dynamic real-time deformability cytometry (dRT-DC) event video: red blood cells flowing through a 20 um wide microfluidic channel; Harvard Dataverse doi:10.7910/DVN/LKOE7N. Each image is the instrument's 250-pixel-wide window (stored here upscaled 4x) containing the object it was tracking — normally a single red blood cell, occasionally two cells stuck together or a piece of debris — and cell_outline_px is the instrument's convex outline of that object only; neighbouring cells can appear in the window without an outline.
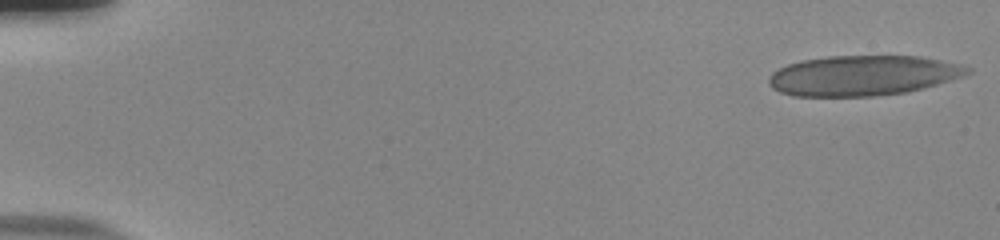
{"species": "human", "species_latin": "Homo sapiens", "temperature_condition": "room temperature", "stored_images_in_passage": 52, "camera_frame_rate_fps": 3000, "um_per_image_px": 0.085, "donor": {"sex": "male"}, "frame": {"image": 1, "passage_image": 1, "time_ms": 0.0, "image_size_px": [1000, 240], "cell_outline_px": [[972, 72], [964, 76], [908, 92], [872, 96], [792, 96], [780, 92], [772, 88], [768, 84], [768, 76], [772, 72], [788, 64], [800, 60], [828, 56], [920, 56], [960, 64], [972, 68]], "centroid_in_image_um": [73.33, 6.42], "position_along_channel_um": 11.7, "area_um2": 46.64}}
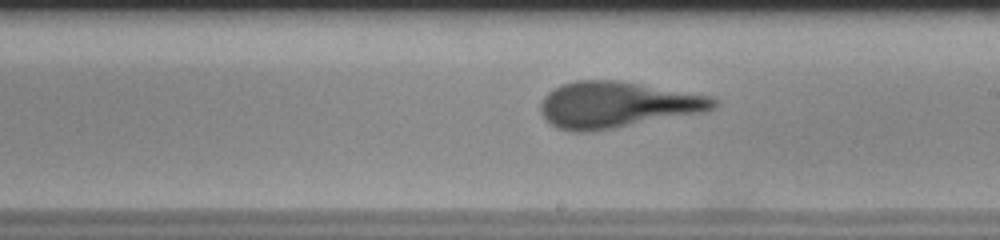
{"frame": {"image": 2, "passage_image": 31, "time_ms": 10.0, "image_size_px": [1000, 240], "cell_outline_px": [[720, 104], [716, 108], [708, 112], [592, 132], [572, 132], [556, 128], [540, 112], [540, 104], [544, 96], [548, 92], [560, 84], [576, 80], [616, 80], [716, 96], [720, 100]], "centroid_in_image_um": [52.54, 8.91], "position_along_channel_um": 236.5, "area_um2": 47.4}}
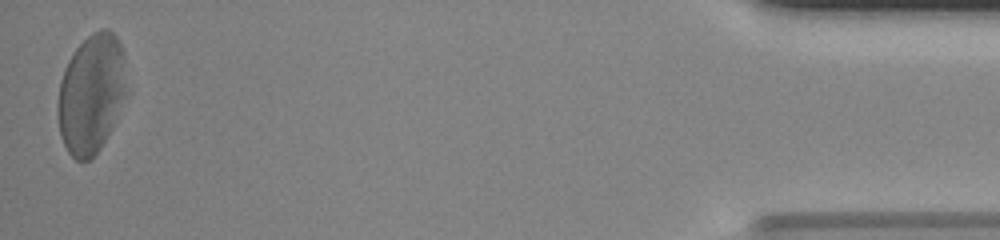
{"frame": {"image": 3, "passage_image": 52, "time_ms": 17.0, "image_size_px": [1000, 240], "cell_outline_px": [[124, 92], [112, 128], [100, 148], [88, 160], [76, 160], [68, 152], [60, 136], [56, 112], [56, 104], [60, 80], [64, 68], [68, 60], [76, 48], [92, 32], [100, 28], [108, 28], [116, 36], [124, 48]], "centroid_in_image_um": [7.71, 7.94], "position_along_channel_um": 427.5, "area_um2": 47.63}, "authors_computed_cell_mechanics": {"area_um2": 46.3556, "velocity_mm_per_s": 3.8532, "shape_relaxation_time_tau1_ms": 7.2963, "shape_relaxation_time_tau2_ms": 0.8877, "deformation_change_tau1": 0.2467, "deformation_change_tau2": 0.099}}